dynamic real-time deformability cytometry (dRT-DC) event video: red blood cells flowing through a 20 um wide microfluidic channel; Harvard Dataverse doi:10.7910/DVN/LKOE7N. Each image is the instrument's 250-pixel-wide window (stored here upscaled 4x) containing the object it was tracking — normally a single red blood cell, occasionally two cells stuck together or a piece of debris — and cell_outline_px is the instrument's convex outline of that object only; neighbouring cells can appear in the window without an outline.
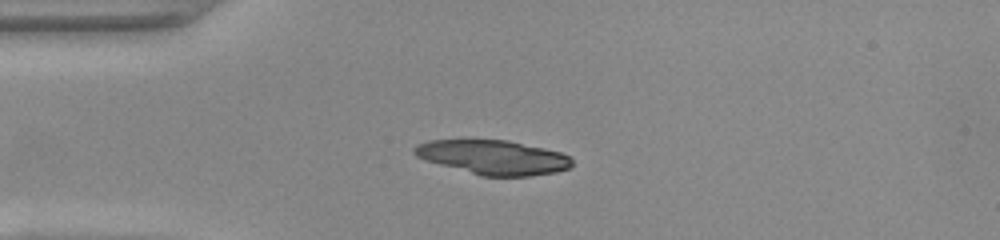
{"species": "common noctule bat (a hibernating species)", "species_latin": "Nyctalus noctula", "temperature_condition": "warm", "stored_images_in_passage": 39, "camera_frame_rate_fps": 3000, "um_per_image_px": 0.085, "animal": {"sex": "female", "body_mass_g": 22.0, "forearm_length_mm": 56.7}, "frame": {"image": 1, "passage_image": 1, "time_ms": 0.0, "image_size_px": [1000, 240], "cell_outline_px": [[572, 164], [568, 168], [548, 172], [520, 176], [488, 176], [432, 160], [420, 156], [416, 152], [416, 148], [424, 144], [440, 140], [500, 140], [556, 152], [568, 156], [572, 160]], "centroid_in_image_um": [42.02, 13.37], "position_along_channel_um": 43.0, "area_um2": 28.84}}
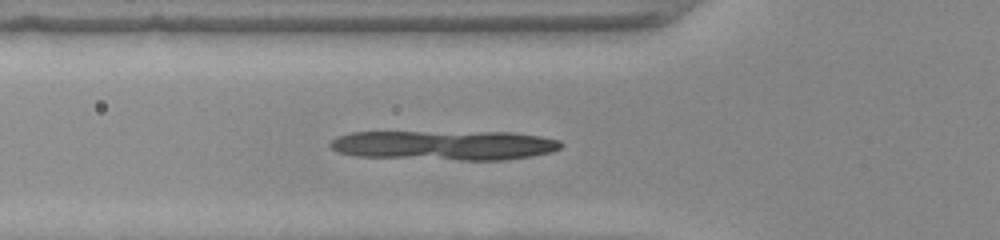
{"frame": {"image": 2, "passage_image": 6, "time_ms": 1.667, "image_size_px": [1000, 240], "cell_outline_px": [[560, 144], [556, 148], [544, 152], [520, 156], [452, 156], [348, 152], [336, 148], [332, 144], [336, 140], [344, 136], [364, 132], [408, 132], [528, 136], [552, 140]], "centroid_in_image_um": [37.71, 12.26], "position_along_channel_um": 88.1, "area_um2": 31.79}}